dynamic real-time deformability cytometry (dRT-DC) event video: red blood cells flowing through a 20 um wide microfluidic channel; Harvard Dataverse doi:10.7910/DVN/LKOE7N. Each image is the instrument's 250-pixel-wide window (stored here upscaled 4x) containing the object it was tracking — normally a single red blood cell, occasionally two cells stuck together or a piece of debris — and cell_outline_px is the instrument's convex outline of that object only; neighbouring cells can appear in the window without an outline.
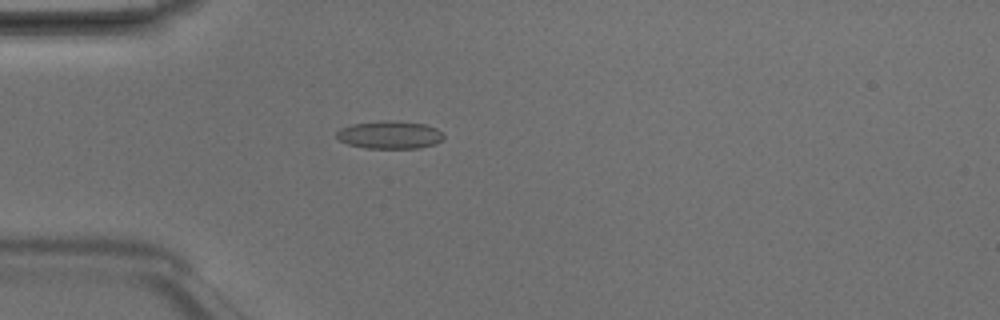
{"species": "Egyptian fruit bat (a non-hibernating species)", "species_latin": "Rousettus aegyptiacus", "temperature_condition": "room temperature", "stored_images_in_passage": 4, "camera_frame_rate_fps": 3000, "um_per_image_px": 0.085, "animal": {"sex": "male"}, "frame": {"image": 1, "passage_image": 4, "time_ms": 1.0, "image_size_px": [1000, 320], "cell_outline_px": [[444, 136], [436, 144], [420, 148], [364, 148], [348, 144], [340, 140], [336, 136], [336, 132], [340, 128], [352, 124], [380, 120], [388, 120], [424, 124], [436, 128]], "centroid_in_image_um": [33.1, 11.46], "position_along_channel_um": 51.9, "area_um2": 17.34}}